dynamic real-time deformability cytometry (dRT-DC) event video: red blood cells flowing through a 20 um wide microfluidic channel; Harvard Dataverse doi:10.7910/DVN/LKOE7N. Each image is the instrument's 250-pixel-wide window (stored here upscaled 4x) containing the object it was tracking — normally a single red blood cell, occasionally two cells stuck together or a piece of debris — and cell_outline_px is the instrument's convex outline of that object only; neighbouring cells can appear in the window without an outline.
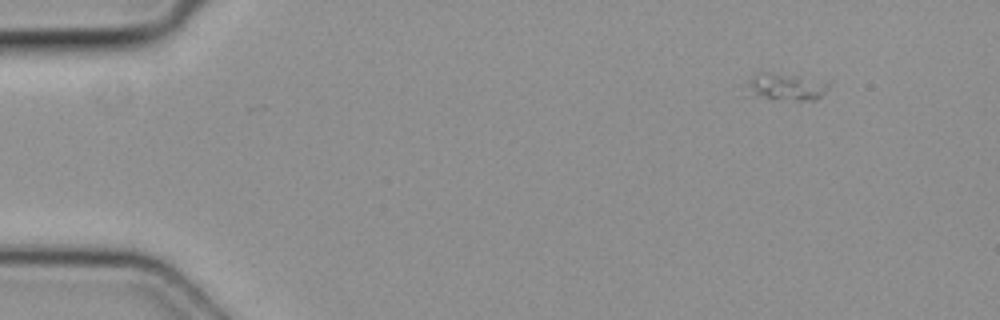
{"species": "common noctule bat (a hibernating species)", "species_latin": "Nyctalus noctula", "temperature_condition": "cold", "stored_images_in_passage": 4, "camera_frame_rate_fps": 3000, "um_per_image_px": 0.085, "animal": {"sex": "female", "body_mass_g": 19.3, "forearm_length_mm": 54.1}, "frame": {"image": 1, "passage_image": 1, "time_ms": 0.0, "image_size_px": [1000, 320], "cell_outline_px": [[832, 80], [828, 88], [816, 100], [796, 100], [756, 96], [748, 92], [748, 80], [752, 72], [768, 72]], "centroid_in_image_um": [66.86, 7.33], "position_along_channel_um": 18.1, "area_um2": 13.12}}